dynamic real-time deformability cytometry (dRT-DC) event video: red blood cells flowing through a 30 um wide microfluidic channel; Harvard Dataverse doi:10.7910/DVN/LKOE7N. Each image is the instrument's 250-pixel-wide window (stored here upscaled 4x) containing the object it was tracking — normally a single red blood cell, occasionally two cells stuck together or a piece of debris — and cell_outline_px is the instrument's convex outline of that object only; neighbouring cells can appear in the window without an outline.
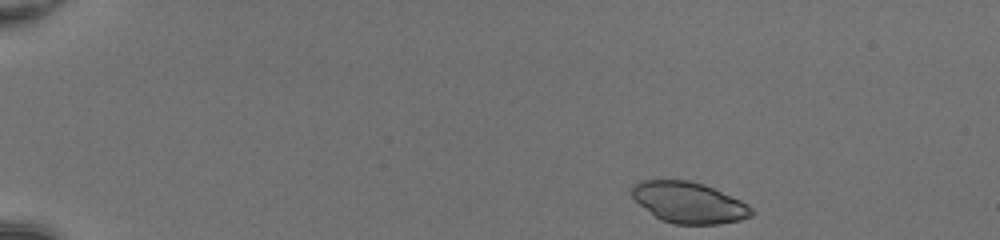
{"species": "common noctule bat (a hibernating species)", "species_latin": "Nyctalus noctula", "temperature_condition": "room temperature", "stored_images_in_passage": 43, "camera_frame_rate_fps": 3000, "um_per_image_px": 0.085, "animal": {"sex": "female", "body_mass_g": 20.0, "forearm_length_mm": 54.0}, "frame": {"image": 1, "passage_image": 1, "time_ms": 0.0, "image_size_px": [1000, 240], "cell_outline_px": [[756, 212], [752, 216], [740, 220], [720, 224], [676, 224], [660, 220], [640, 204], [632, 196], [632, 184], [644, 180], [688, 180], [704, 184], [740, 200], [748, 204]], "centroid_in_image_um": [58.58, 17.22], "position_along_channel_um": 26.4, "area_um2": 28.55}}
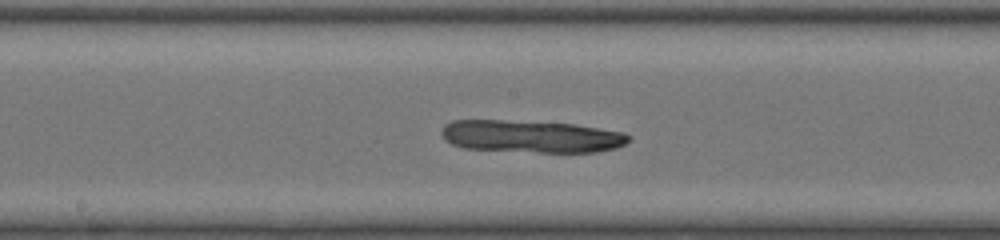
{"frame": {"image": 2, "passage_image": 22, "time_ms": 7.0, "image_size_px": [1000, 240], "cell_outline_px": [[632, 136], [624, 144], [616, 148], [596, 152], [540, 152], [464, 148], [452, 144], [444, 140], [440, 132], [444, 124], [452, 120], [500, 120], [572, 124], [624, 132]], "centroid_in_image_um": [45.12, 11.59], "position_along_channel_um": 203.1, "area_um2": 35.2}}
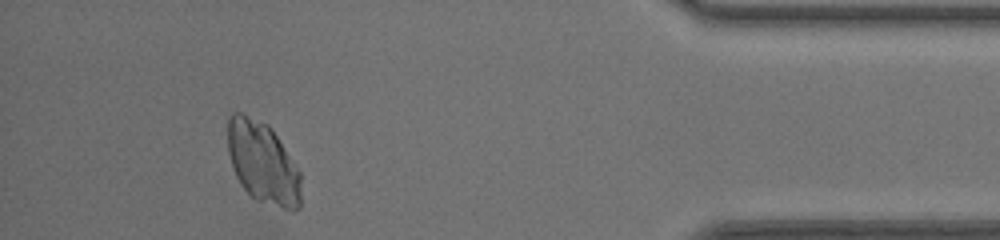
{"frame": {"image": 3, "passage_image": 40, "time_ms": 13.0, "image_size_px": [1000, 240], "cell_outline_px": [[300, 208], [292, 212], [256, 200], [240, 184], [232, 168], [228, 152], [228, 116], [232, 112], [244, 112], [268, 124], [272, 128], [300, 172]], "centroid_in_image_um": [22.33, 13.82], "position_along_channel_um": 412.9, "area_um2": 35.26}}